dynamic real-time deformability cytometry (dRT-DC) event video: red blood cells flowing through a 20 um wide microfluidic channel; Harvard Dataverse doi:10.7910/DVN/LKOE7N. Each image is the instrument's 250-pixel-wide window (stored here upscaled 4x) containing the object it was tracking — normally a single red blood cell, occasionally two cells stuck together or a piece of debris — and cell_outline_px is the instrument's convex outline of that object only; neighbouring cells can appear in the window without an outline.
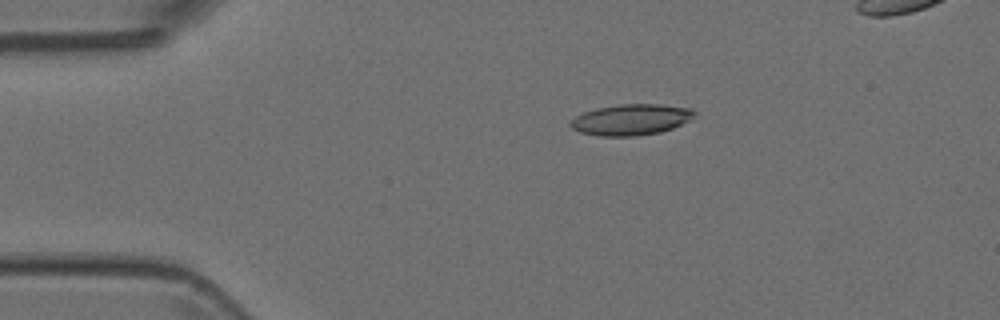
{"species": "Egyptian fruit bat (a non-hibernating species)", "species_latin": "Rousettus aegyptiacus", "temperature_condition": "room temperature", "stored_images_in_passage": 3, "camera_frame_rate_fps": 3000, "um_per_image_px": 0.085, "animal": {"sex": "female"}, "frame": {"image": 1, "passage_image": 1, "time_ms": 0.0, "image_size_px": [1000, 320], "cell_outline_px": [[696, 112], [688, 120], [672, 128], [660, 132], [636, 136], [600, 136], [580, 132], [572, 128], [568, 124], [576, 116], [584, 112], [596, 108], [620, 104], [660, 104], [692, 108]], "centroid_in_image_um": [53.61, 10.16], "position_along_channel_um": 31.4, "area_um2": 22.25}}